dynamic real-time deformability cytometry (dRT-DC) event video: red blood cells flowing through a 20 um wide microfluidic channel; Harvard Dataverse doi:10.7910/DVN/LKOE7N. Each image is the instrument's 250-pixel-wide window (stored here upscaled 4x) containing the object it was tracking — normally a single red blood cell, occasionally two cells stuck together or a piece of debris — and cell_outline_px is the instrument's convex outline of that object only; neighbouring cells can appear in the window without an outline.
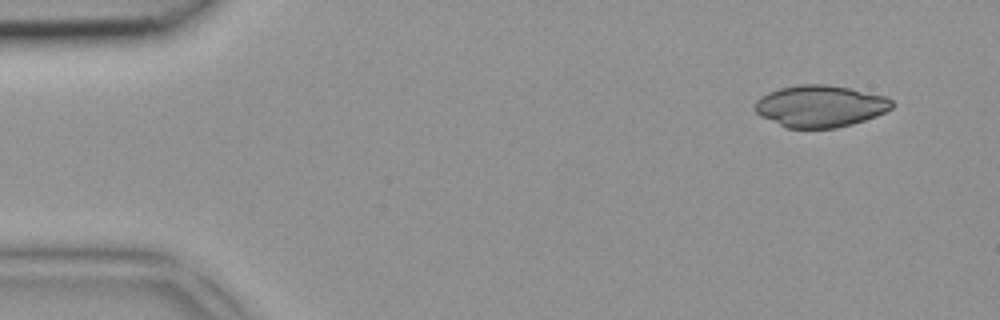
{"species": "common noctule bat (a hibernating species)", "species_latin": "Nyctalus noctula", "temperature_condition": "room temperature", "stored_images_in_passage": 3, "camera_frame_rate_fps": 3000, "um_per_image_px": 0.085, "animal": {"sex": "female", "body_mass_g": 18.4}, "frame": {"image": 1, "passage_image": 1, "time_ms": 0.0, "image_size_px": [1000, 320], "cell_outline_px": [[892, 108], [876, 116], [852, 124], [836, 128], [784, 128], [760, 116], [756, 112], [756, 100], [760, 96], [768, 92], [780, 88], [800, 84], [824, 84], [848, 88], [888, 96], [892, 100]], "centroid_in_image_um": [69.7, 9.03], "position_along_channel_um": 15.3, "area_um2": 33.47}}